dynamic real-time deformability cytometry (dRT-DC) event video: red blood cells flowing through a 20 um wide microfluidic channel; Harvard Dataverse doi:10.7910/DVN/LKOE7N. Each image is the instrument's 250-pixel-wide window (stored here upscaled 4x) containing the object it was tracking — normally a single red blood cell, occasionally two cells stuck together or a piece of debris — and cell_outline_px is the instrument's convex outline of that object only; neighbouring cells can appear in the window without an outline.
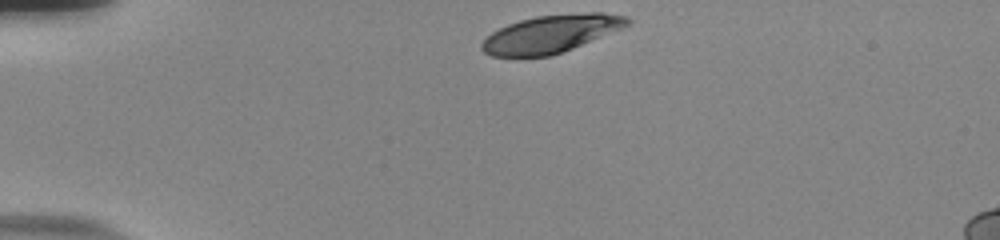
{"species": "human", "species_latin": "Homo sapiens", "temperature_condition": "room temperature", "stored_images_in_passage": 35, "camera_frame_rate_fps": 3000, "um_per_image_px": 0.085, "donor": {"sex": "male"}, "frame": {"image": 1, "passage_image": 1, "time_ms": 0.0, "image_size_px": [1000, 240], "cell_outline_px": [[632, 24], [624, 28], [572, 48], [548, 56], [492, 56], [484, 52], [480, 48], [480, 44], [492, 32], [508, 24], [520, 20], [536, 16], [588, 12], [604, 12], [628, 16], [632, 20]], "centroid_in_image_um": [46.89, 2.85], "position_along_channel_um": 38.1, "area_um2": 31.91}}
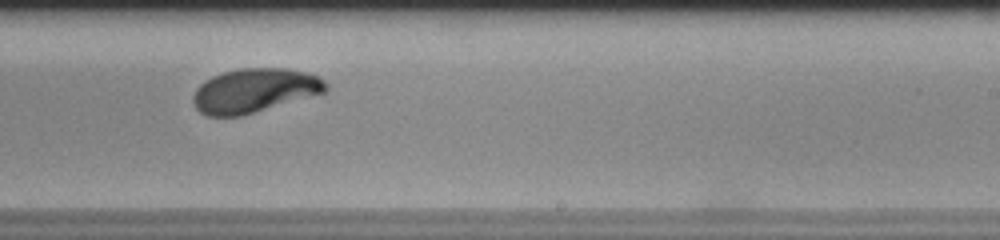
{"frame": {"image": 2, "passage_image": 24, "time_ms": 7.667, "image_size_px": [1000, 240], "cell_outline_px": [[328, 88], [324, 92], [240, 116], [208, 116], [200, 112], [196, 108], [192, 100], [192, 96], [196, 88], [204, 80], [212, 76], [236, 68], [288, 68], [308, 72], [324, 80]], "centroid_in_image_um": [21.58, 7.68], "position_along_channel_um": 267.4, "area_um2": 33.93}}
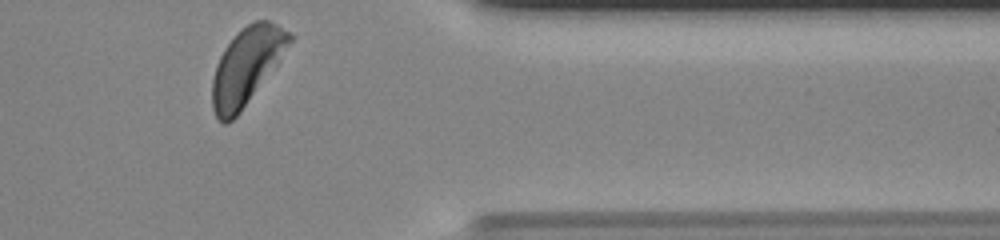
{"frame": {"image": 3, "passage_image": 35, "time_ms": 11.333, "image_size_px": [1000, 240], "cell_outline_px": [[296, 36], [276, 64], [240, 112], [228, 124], [224, 124], [216, 116], [212, 108], [212, 80], [216, 64], [224, 48], [236, 32], [248, 24], [256, 20], [268, 20], [276, 24]], "centroid_in_image_um": [20.95, 5.6], "position_along_channel_um": 390.5, "area_um2": 34.28}, "authors_computed_cell_mechanics": {"area_um2": 34.7956, "velocity_mm_per_s": 3.6779, "shape_relaxation_time_tau1_ms": 3.3862, "shape_relaxation_time_tau2_ms": null, "deformation_change_tau1": 0.1837, "deformation_change_tau2": null}}